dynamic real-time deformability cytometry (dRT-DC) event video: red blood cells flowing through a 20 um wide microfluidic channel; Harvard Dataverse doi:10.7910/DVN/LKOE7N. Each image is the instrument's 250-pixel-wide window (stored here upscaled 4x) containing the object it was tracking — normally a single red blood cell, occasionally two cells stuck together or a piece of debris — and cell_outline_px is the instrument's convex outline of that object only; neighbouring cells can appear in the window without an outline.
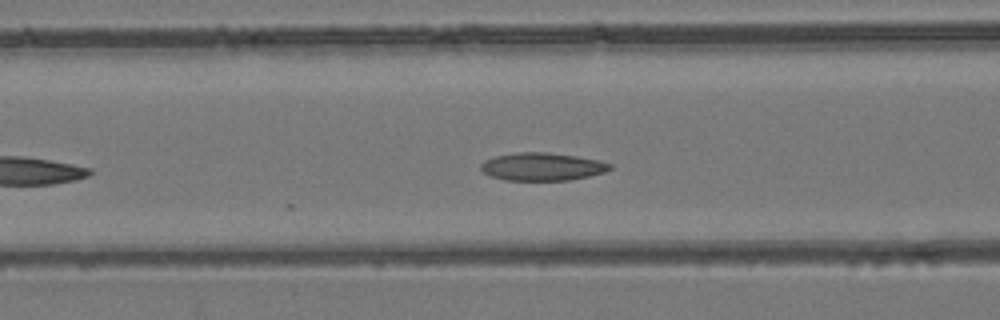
{"species": "common noctule bat (a hibernating species)", "species_latin": "Nyctalus noctula", "temperature_condition": "room temperature", "stored_images_in_passage": 24, "camera_frame_rate_fps": 3000, "um_per_image_px": 0.085, "animal": {"sex": "female", "body_mass_g": 24.6, "forearm_length_mm": 56.2}, "frame": {"image": 1, "passage_image": 10, "time_ms": 3.0, "image_size_px": [1000, 320], "cell_outline_px": [[612, 168], [604, 172], [588, 176], [568, 180], [504, 180], [492, 176], [484, 172], [480, 168], [480, 164], [484, 160], [492, 156], [516, 152], [548, 152], [576, 156], [600, 160], [612, 164]], "centroid_in_image_um": [46.07, 14.15], "position_along_channel_um": 120.5, "area_um2": 21.04}}
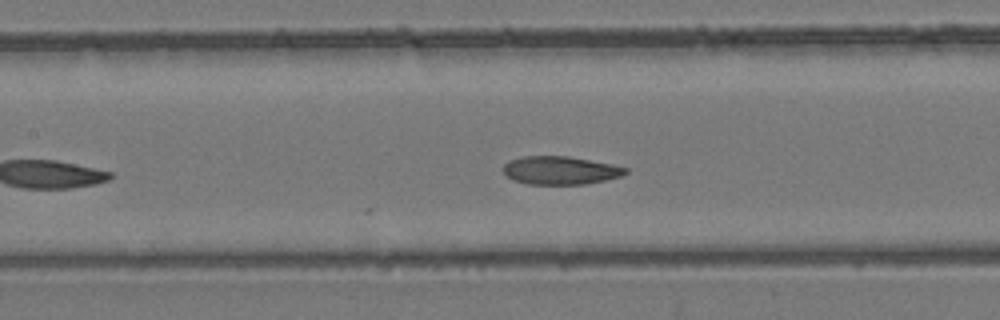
{"frame": {"image": 2, "passage_image": 13, "time_ms": 4.0, "image_size_px": [1000, 320], "cell_outline_px": [[628, 172], [620, 176], [604, 180], [584, 184], [528, 184], [512, 180], [504, 172], [504, 164], [508, 160], [520, 156], [568, 156], [612, 164], [628, 168]], "centroid_in_image_um": [47.6, 14.47], "position_along_channel_um": 159.8, "area_um2": 20.06}}
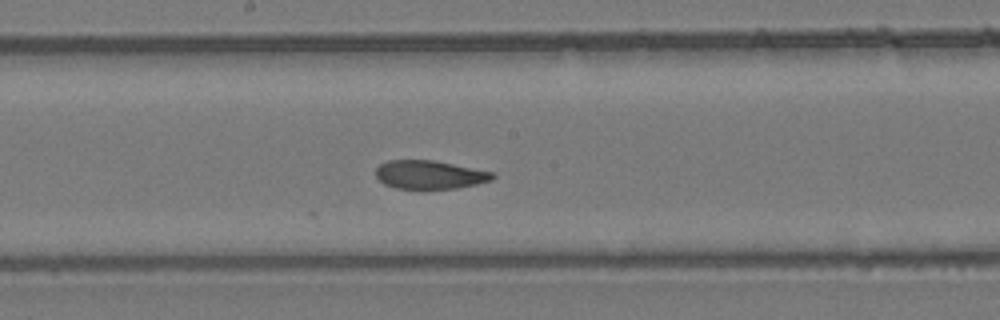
{"frame": {"image": 3, "passage_image": 17, "time_ms": 5.333, "image_size_px": [1000, 320], "cell_outline_px": [[496, 176], [492, 180], [476, 184], [456, 188], [396, 188], [384, 184], [376, 176], [376, 168], [380, 164], [388, 160], [432, 160], [496, 172]], "centroid_in_image_um": [36.55, 14.84], "position_along_channel_um": 211.7, "area_um2": 19.31}}